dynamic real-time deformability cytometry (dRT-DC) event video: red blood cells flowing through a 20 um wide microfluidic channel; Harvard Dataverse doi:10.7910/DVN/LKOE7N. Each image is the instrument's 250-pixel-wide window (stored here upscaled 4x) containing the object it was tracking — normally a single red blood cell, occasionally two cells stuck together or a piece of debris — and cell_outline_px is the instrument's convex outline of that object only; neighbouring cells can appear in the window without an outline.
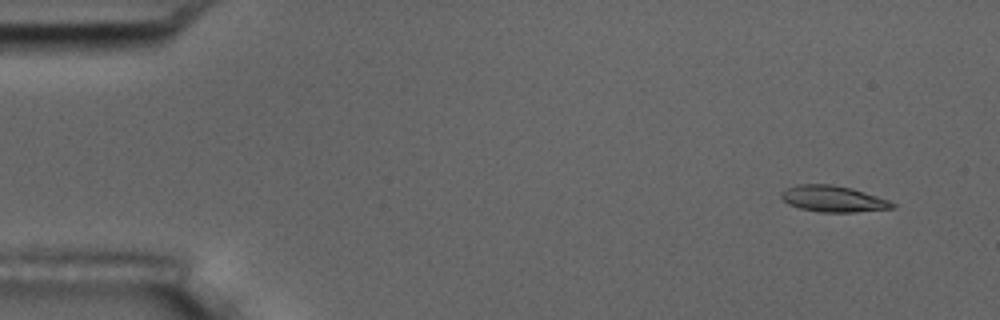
{"species": "common noctule bat (a hibernating species)", "species_latin": "Nyctalus noctula", "temperature_condition": "room temperature", "stored_images_in_passage": 5, "camera_frame_rate_fps": 3000, "um_per_image_px": 0.085, "animal": {"sex": "male", "body_mass_g": 17.5, "forearm_length_mm": 52.3}, "frame": {"image": 1, "passage_image": 1, "time_ms": 0.0, "image_size_px": [1000, 320], "cell_outline_px": [[896, 208], [856, 212], [820, 212], [800, 208], [788, 204], [780, 196], [780, 192], [788, 188], [800, 184], [832, 184], [852, 188], [888, 200], [896, 204]], "centroid_in_image_um": [70.83, 16.9], "position_along_channel_um": 14.2, "area_um2": 16.94}}
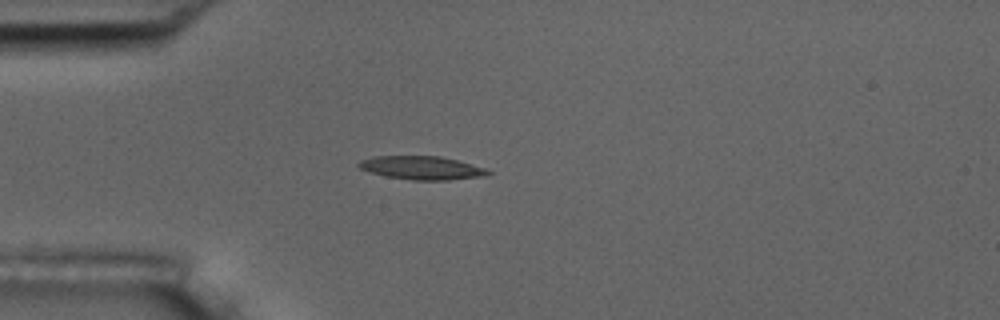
{"frame": {"image": 2, "passage_image": 4, "time_ms": 3.667, "image_size_px": [1000, 320], "cell_outline_px": [[492, 172], [480, 176], [448, 180], [412, 180], [388, 176], [372, 172], [360, 168], [356, 164], [360, 160], [372, 156], [440, 156], [456, 160], [484, 168]], "centroid_in_image_um": [35.8, 14.25], "position_along_channel_um": 49.2, "area_um2": 17.28}}